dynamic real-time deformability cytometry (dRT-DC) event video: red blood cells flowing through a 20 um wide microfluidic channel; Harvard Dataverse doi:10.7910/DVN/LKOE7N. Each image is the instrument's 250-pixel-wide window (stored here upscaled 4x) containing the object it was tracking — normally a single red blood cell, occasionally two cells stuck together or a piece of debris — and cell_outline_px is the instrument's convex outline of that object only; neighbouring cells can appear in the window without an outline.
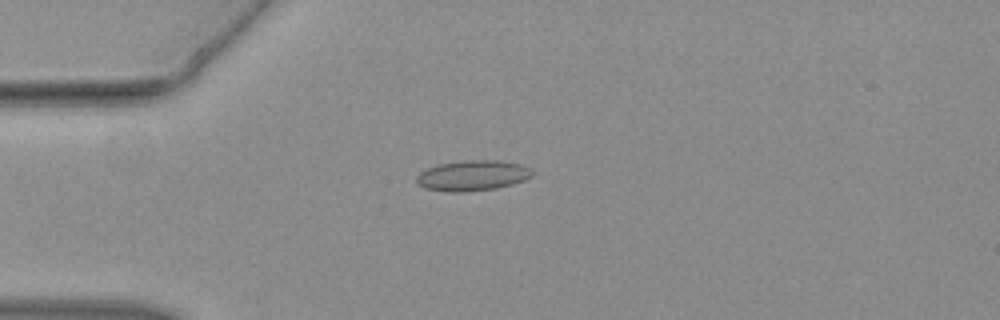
{"species": "common noctule bat (a hibernating species)", "species_latin": "Nyctalus noctula", "temperature_condition": "warm", "stored_images_in_passage": 36, "camera_frame_rate_fps": 3000, "um_per_image_px": 0.085, "animal": {"sex": "female", "body_mass_g": 19.3, "forearm_length_mm": 54.1}, "frame": {"image": 1, "passage_image": 2, "time_ms": 0.333, "image_size_px": [1000, 320], "cell_outline_px": [[532, 176], [524, 180], [512, 184], [496, 188], [464, 192], [452, 192], [424, 188], [416, 180], [416, 176], [420, 172], [436, 164], [464, 160], [500, 160], [520, 164], [528, 168], [532, 172]], "centroid_in_image_um": [40.15, 14.91], "position_along_channel_um": 44.9, "area_um2": 20.46}}
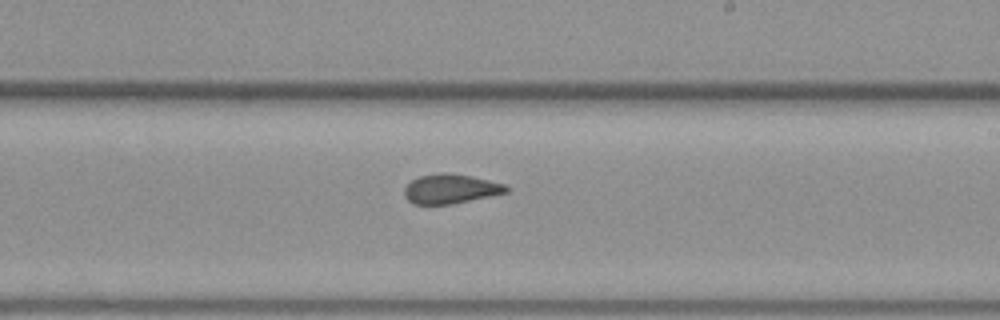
{"frame": {"image": 2, "passage_image": 17, "time_ms": 5.333, "image_size_px": [1000, 320], "cell_outline_px": [[508, 192], [452, 204], [412, 204], [404, 196], [404, 188], [412, 180], [420, 176], [440, 172], [444, 172], [472, 176], [504, 184], [508, 188]], "centroid_in_image_um": [38.27, 16.05], "position_along_channel_um": 250.7, "area_um2": 17.4}}
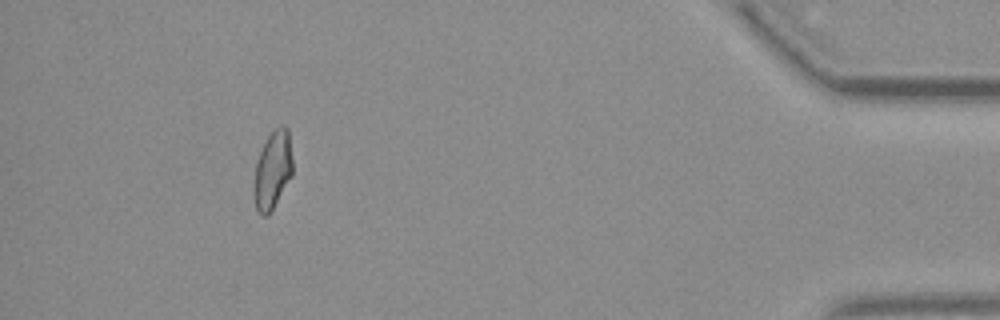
{"frame": {"image": 3, "passage_image": 32, "time_ms": 10.333, "image_size_px": [1000, 320], "cell_outline_px": [[292, 176], [268, 216], [260, 216], [256, 208], [252, 196], [252, 188], [256, 164], [260, 152], [268, 136], [280, 124], [284, 124], [288, 128], [292, 160]], "centroid_in_image_um": [23.15, 14.49], "position_along_channel_um": 412.0, "area_um2": 17.8}}